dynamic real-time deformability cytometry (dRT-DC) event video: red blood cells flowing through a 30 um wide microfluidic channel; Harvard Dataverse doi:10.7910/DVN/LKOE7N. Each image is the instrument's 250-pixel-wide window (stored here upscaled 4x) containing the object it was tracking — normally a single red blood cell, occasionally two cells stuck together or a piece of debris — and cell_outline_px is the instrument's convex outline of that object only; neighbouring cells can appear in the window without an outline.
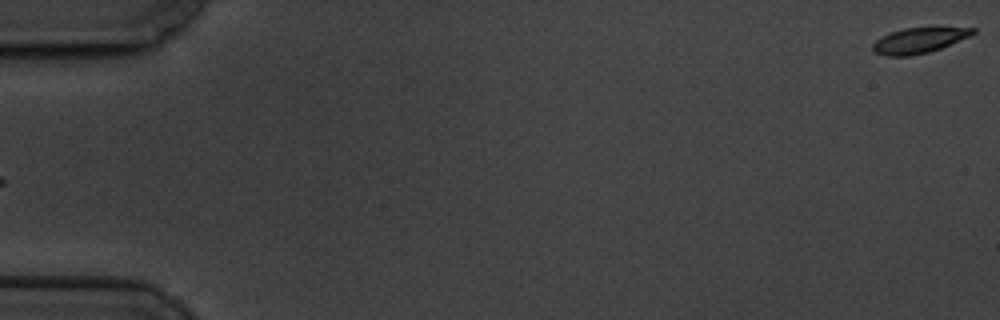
{"species": "common noctule bat (a hibernating species)", "species_latin": "Nyctalus noctula", "temperature_condition": "cold", "stored_images_in_passage": 6, "segment_of_instrument_passage": [2, 2], "camera_frame_rate_fps": 3000, "um_per_image_px": 0.085, "animal": {"sex": "male", "body_mass_g": 19.5, "forearm_length_mm": 54.6}, "frame": {"image": 1, "passage_image": 6, "time_ms": 6.667, "image_size_px": [1000, 320], "cell_outline_px": [[976, 32], [968, 36], [940, 48], [928, 52], [908, 56], [884, 56], [872, 52], [872, 44], [876, 40], [892, 32], [904, 28], [976, 28]], "centroid_in_image_um": [78.04, 3.45], "position_along_channel_um": 7.0, "area_um2": 14.45}}